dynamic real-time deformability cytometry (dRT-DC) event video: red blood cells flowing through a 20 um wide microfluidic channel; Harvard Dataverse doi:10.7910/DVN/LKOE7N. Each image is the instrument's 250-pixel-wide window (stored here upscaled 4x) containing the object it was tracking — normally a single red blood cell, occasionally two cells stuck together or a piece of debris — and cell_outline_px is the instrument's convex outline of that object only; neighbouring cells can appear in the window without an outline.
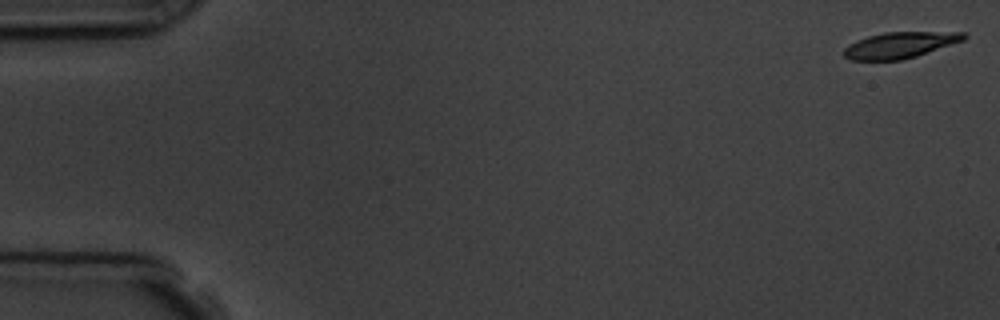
{"species": "common noctule bat (a hibernating species)", "species_latin": "Nyctalus noctula", "temperature_condition": "room temperature", "stored_images_in_passage": 6, "camera_frame_rate_fps": 3000, "um_per_image_px": 0.085, "animal": {"sex": "male", "body_mass_g": 19.5, "forearm_length_mm": 54.6}, "frame": {"image": 1, "passage_image": 1, "time_ms": 0.0, "image_size_px": [1000, 320], "cell_outline_px": [[968, 36], [964, 40], [916, 56], [900, 60], [852, 60], [844, 56], [844, 48], [848, 44], [856, 40], [868, 36], [884, 32], [968, 32]], "centroid_in_image_um": [76.5, 3.82], "position_along_channel_um": 8.5, "area_um2": 18.21}}
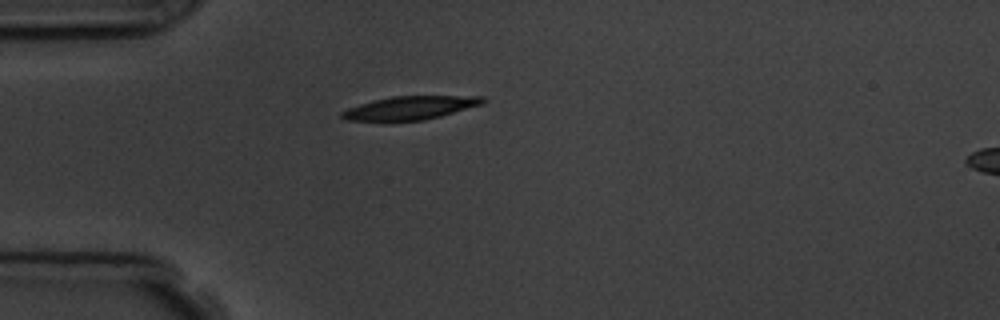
{"frame": {"image": 2, "passage_image": 5, "time_ms": 4.667, "image_size_px": [1000, 320], "cell_outline_px": [[488, 100], [484, 104], [440, 116], [424, 120], [388, 124], [380, 124], [348, 120], [340, 116], [340, 112], [348, 108], [372, 100], [392, 96], [484, 96]], "centroid_in_image_um": [34.79, 9.22], "position_along_channel_um": 50.2, "area_um2": 20.29}}